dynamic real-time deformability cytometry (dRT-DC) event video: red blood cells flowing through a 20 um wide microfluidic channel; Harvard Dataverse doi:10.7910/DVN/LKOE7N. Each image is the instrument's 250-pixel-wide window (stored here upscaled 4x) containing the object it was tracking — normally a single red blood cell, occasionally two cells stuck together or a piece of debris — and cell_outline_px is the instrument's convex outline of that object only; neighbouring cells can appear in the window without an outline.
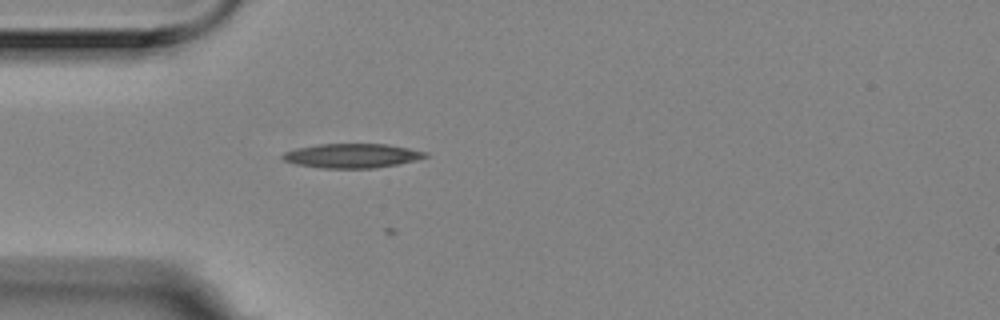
{"species": "Egyptian fruit bat (a non-hibernating species)", "species_latin": "Rousettus aegyptiacus", "temperature_condition": "room temperature", "stored_images_in_passage": 13, "camera_frame_rate_fps": 3000, "um_per_image_px": 0.085, "animal": {"sex": "female"}, "frame": {"image": 1, "passage_image": 3, "time_ms": 0.667, "image_size_px": [1000, 320], "cell_outline_px": [[428, 156], [416, 160], [396, 164], [372, 168], [324, 168], [296, 164], [284, 160], [280, 156], [284, 152], [296, 148], [320, 144], [388, 144], [428, 152]], "centroid_in_image_um": [29.92, 13.23], "position_along_channel_um": 55.1, "area_um2": 20.06}}
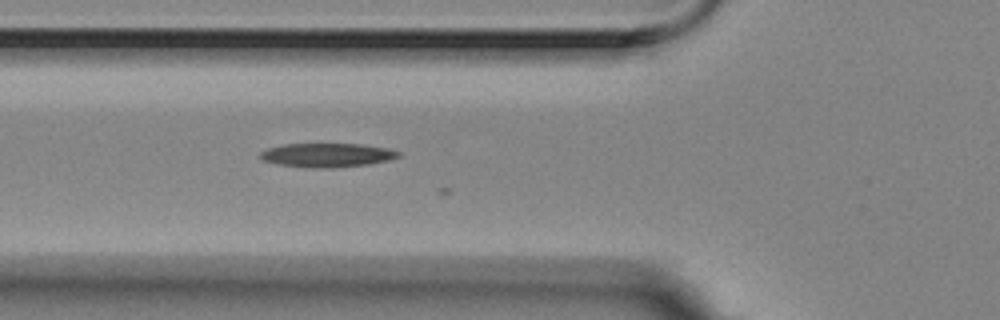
{"frame": {"image": 2, "passage_image": 7, "time_ms": 2.0, "image_size_px": [1000, 320], "cell_outline_px": [[400, 156], [388, 160], [368, 164], [332, 168], [312, 168], [280, 164], [264, 160], [260, 156], [260, 152], [268, 148], [284, 144], [360, 144], [388, 148], [400, 152]], "centroid_in_image_um": [27.83, 13.18], "position_along_channel_um": 98.0, "area_um2": 19.07}}
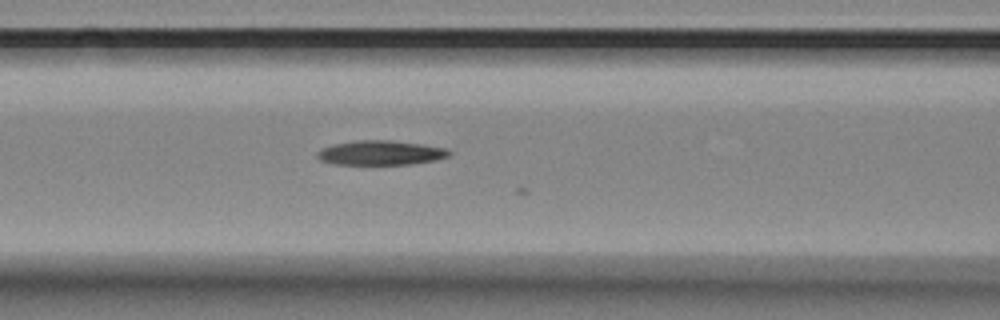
{"frame": {"image": 3, "passage_image": 10, "time_ms": 3.0, "image_size_px": [1000, 320], "cell_outline_px": [[452, 152], [448, 156], [436, 160], [412, 164], [332, 164], [320, 160], [316, 156], [316, 152], [332, 144], [356, 140], [392, 140], [424, 144], [448, 148]], "centroid_in_image_um": [32.38, 12.98], "position_along_channel_um": 134.2, "area_um2": 19.02}}